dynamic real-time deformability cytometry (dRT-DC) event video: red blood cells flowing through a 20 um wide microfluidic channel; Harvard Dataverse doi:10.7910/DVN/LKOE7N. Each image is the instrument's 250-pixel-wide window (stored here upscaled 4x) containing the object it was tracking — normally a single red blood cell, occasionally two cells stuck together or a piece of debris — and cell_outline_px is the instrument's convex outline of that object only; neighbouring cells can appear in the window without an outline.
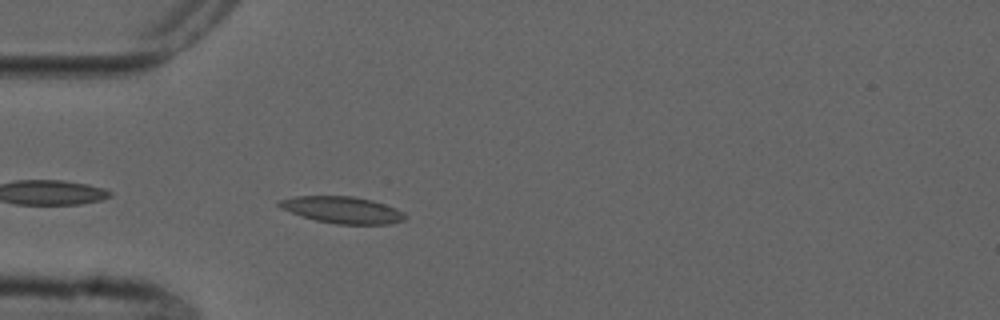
{"species": "common noctule bat (a hibernating species)", "species_latin": "Nyctalus noctula", "temperature_condition": "cold", "stored_images_in_passage": 4, "camera_frame_rate_fps": 3000, "um_per_image_px": 0.085, "animal": {"sex": "male", "forearm_length_mm": 52.5}, "frame": {"image": 1, "passage_image": 4, "time_ms": 4.667, "image_size_px": [1000, 320], "cell_outline_px": [[408, 216], [404, 220], [388, 224], [336, 224], [316, 220], [280, 208], [276, 204], [280, 200], [296, 196], [352, 196], [372, 200], [396, 208], [404, 212]], "centroid_in_image_um": [29.13, 17.84], "position_along_channel_um": 55.9, "area_um2": 19.48}}